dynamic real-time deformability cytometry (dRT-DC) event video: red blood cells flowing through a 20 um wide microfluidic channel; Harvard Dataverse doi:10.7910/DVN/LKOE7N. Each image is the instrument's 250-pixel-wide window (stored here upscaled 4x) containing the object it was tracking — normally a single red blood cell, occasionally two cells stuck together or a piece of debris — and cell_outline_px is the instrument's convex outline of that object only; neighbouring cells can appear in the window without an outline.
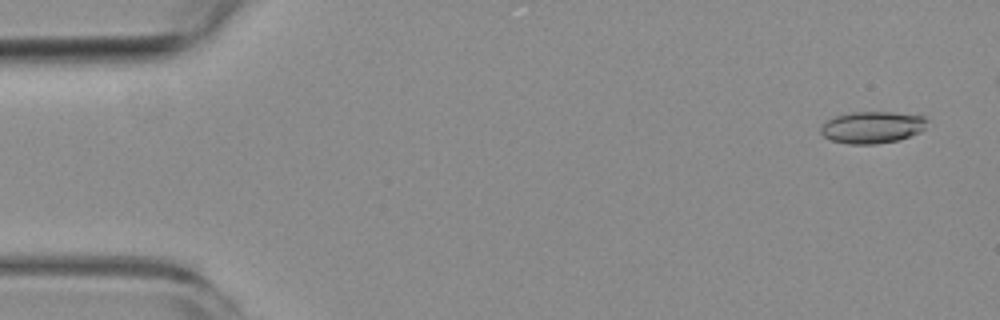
{"species": "common noctule bat (a hibernating species)", "species_latin": "Nyctalus noctula", "temperature_condition": "room temperature", "stored_images_in_passage": 5, "camera_frame_rate_fps": 3000, "um_per_image_px": 0.085, "animal": {"sex": "female", "body_mass_g": 19.3, "forearm_length_mm": 54.1}, "frame": {"image": 1, "passage_image": 1, "time_ms": 0.0, "image_size_px": [1000, 320], "cell_outline_px": [[932, 120], [920, 132], [900, 140], [876, 144], [848, 144], [832, 140], [824, 136], [820, 132], [820, 124], [836, 116], [852, 112], [892, 112], [924, 116]], "centroid_in_image_um": [74.18, 10.82], "position_along_channel_um": 10.8, "area_um2": 20.0}}